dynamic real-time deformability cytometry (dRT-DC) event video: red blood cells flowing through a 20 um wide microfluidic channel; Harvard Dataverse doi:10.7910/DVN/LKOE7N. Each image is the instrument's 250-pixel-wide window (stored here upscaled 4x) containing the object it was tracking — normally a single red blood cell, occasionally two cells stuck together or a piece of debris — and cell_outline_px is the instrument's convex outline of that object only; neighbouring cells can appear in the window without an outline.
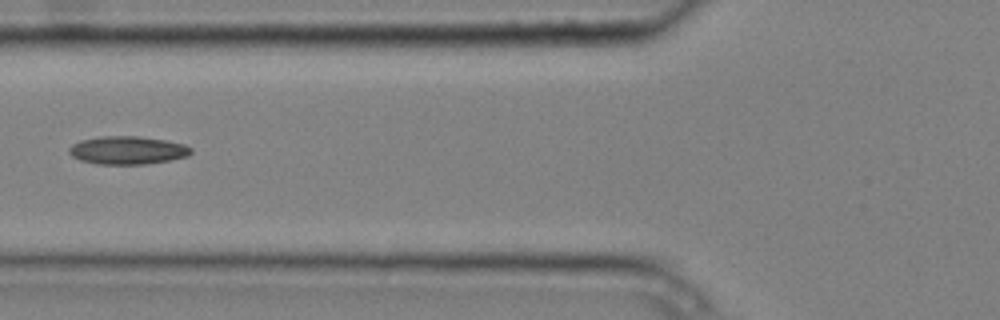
{"species": "common noctule bat (a hibernating species)", "species_latin": "Nyctalus noctula", "temperature_condition": "cold", "stored_images_in_passage": 7, "camera_frame_rate_fps": 3000, "um_per_image_px": 0.085, "animal": {"sex": "male", "body_mass_g": 20.4}, "frame": {"image": 1, "passage_image": 6, "time_ms": 1.667, "image_size_px": [1000, 320], "cell_outline_px": [[192, 152], [188, 156], [172, 160], [144, 164], [96, 164], [80, 160], [72, 156], [68, 152], [68, 148], [72, 144], [80, 140], [100, 136], [136, 136], [164, 140], [184, 144], [192, 148]], "centroid_in_image_um": [10.82, 12.77], "position_along_channel_um": 115.0, "area_um2": 20.06}}